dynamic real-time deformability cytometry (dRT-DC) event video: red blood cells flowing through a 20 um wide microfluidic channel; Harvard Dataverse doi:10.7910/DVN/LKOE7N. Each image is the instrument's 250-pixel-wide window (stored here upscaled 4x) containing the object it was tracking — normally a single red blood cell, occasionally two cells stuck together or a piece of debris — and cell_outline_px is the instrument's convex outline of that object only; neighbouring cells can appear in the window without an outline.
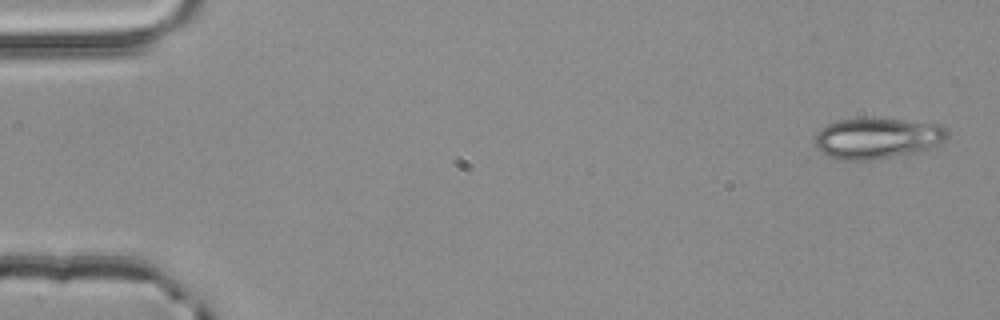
{"species": "common noctule bat (a hibernating species)", "species_latin": "Nyctalus noctula", "temperature_condition": "room temperature", "stored_images_in_passage": 4, "camera_frame_rate_fps": 3000, "um_per_image_px": 0.085, "animal": {"sex": "male", "body_mass_g": 20.4}, "frame": {"image": 1, "passage_image": 4, "time_ms": 1.0, "image_size_px": [1000, 320], "cell_outline_px": [[948, 136], [944, 140], [928, 148], [912, 152], [872, 160], [840, 160], [828, 156], [816, 148], [812, 140], [816, 132], [820, 128], [828, 124], [840, 120], [904, 120], [940, 124], [948, 132]], "centroid_in_image_um": [74.49, 11.77], "position_along_channel_um": 10.5, "area_um2": 30.92}}